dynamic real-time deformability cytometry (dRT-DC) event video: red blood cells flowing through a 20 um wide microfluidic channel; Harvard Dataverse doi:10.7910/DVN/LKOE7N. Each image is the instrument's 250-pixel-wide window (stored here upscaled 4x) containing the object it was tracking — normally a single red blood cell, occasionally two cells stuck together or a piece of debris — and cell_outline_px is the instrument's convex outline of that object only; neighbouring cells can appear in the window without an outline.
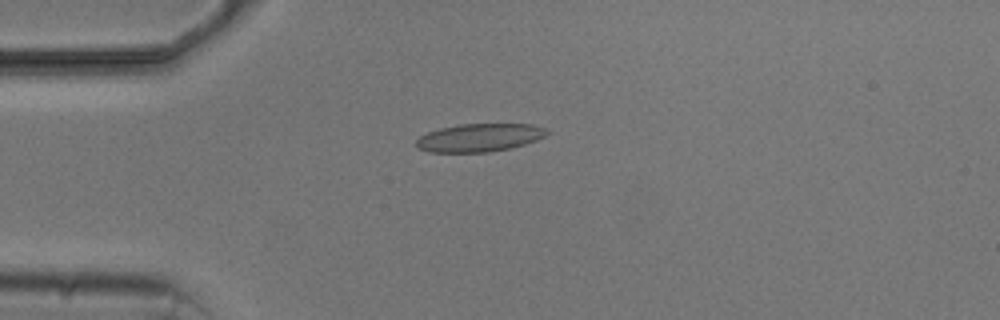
{"species": "common noctule bat (a hibernating species)", "species_latin": "Nyctalus noctula", "temperature_condition": "cold", "stored_images_in_passage": 5, "camera_frame_rate_fps": 3000, "um_per_image_px": 0.085, "animal": {"sex": "male", "body_mass_g": 20.5, "forearm_length_mm": 52.5}, "frame": {"image": 1, "passage_image": 1, "time_ms": 0.0, "image_size_px": [1000, 320], "cell_outline_px": [[548, 132], [544, 136], [536, 140], [524, 144], [508, 148], [488, 152], [428, 152], [416, 148], [416, 140], [420, 136], [428, 132], [440, 128], [460, 124], [532, 124], [544, 128]], "centroid_in_image_um": [40.7, 11.7], "position_along_channel_um": 44.3, "area_um2": 21.21}}
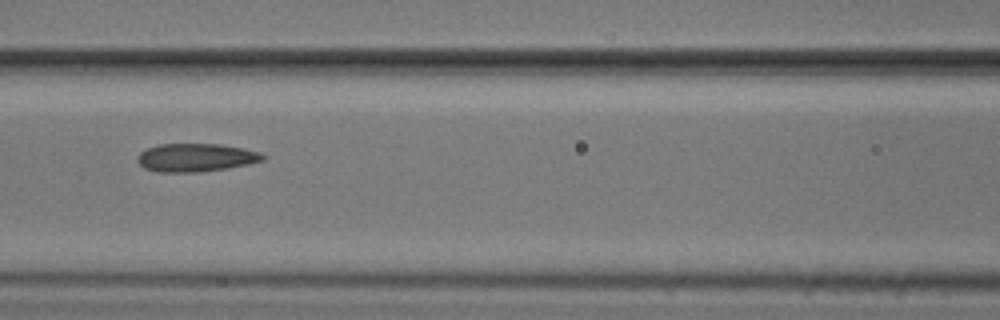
{"frame": {"image": 2, "passage_image": 4, "time_ms": 3.333, "image_size_px": [1000, 320], "cell_outline_px": [[264, 160], [248, 164], [228, 168], [200, 172], [160, 172], [144, 168], [136, 160], [136, 156], [140, 152], [148, 148], [160, 144], [220, 144], [244, 148], [260, 152], [264, 156]], "centroid_in_image_um": [16.64, 13.39], "position_along_channel_um": 150.0, "area_um2": 20.63}}
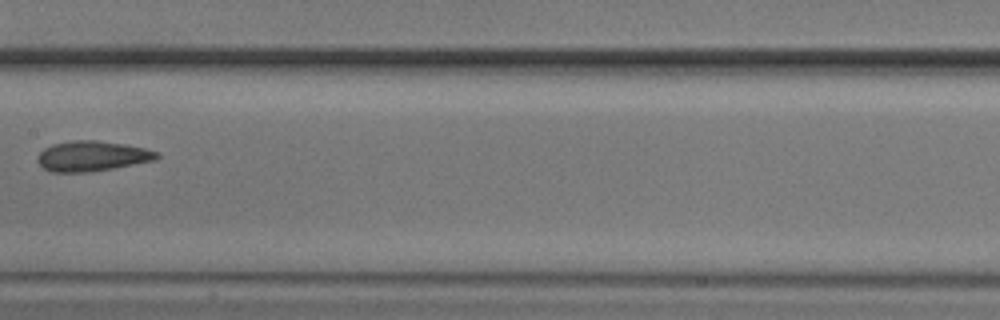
{"frame": {"image": 3, "passage_image": 5, "time_ms": 4.667, "image_size_px": [1000, 320], "cell_outline_px": [[160, 156], [152, 160], [112, 168], [88, 172], [52, 172], [44, 168], [36, 160], [40, 152], [44, 148], [52, 144], [72, 140], [96, 140], [124, 144], [144, 148], [160, 152]], "centroid_in_image_um": [7.79, 13.26], "position_along_channel_um": 199.6, "area_um2": 20.81}}